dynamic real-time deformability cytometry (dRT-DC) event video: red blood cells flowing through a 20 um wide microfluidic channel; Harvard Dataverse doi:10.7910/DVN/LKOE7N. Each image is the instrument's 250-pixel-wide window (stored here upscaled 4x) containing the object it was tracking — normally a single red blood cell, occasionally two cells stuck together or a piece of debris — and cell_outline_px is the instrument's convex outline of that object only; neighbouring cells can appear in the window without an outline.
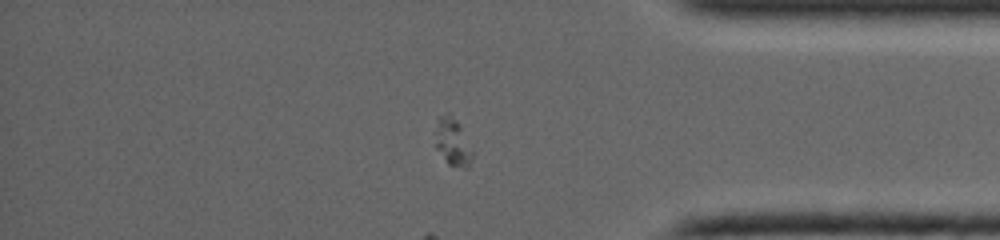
{"species": "common noctule bat (a hibernating species)", "species_latin": "Nyctalus noctula", "temperature_condition": "warm", "stored_images_in_passage": 28, "camera_frame_rate_fps": 5000, "um_per_image_px": 0.085, "animal": {"sex": "female", "body_mass_g": 19.0, "forearm_length_mm": 53.3}, "frame": {"image": 1, "passage_image": 24, "time_ms": 4.8, "image_size_px": [1000, 240], "cell_outline_px": [[472, 160], [468, 168], [464, 168], [448, 164], [436, 148], [432, 132], [440, 116], [444, 116], [456, 120], [460, 124], [472, 152]], "centroid_in_image_um": [38.44, 12.12], "position_along_channel_um": 396.8, "area_um2": 10.12}}